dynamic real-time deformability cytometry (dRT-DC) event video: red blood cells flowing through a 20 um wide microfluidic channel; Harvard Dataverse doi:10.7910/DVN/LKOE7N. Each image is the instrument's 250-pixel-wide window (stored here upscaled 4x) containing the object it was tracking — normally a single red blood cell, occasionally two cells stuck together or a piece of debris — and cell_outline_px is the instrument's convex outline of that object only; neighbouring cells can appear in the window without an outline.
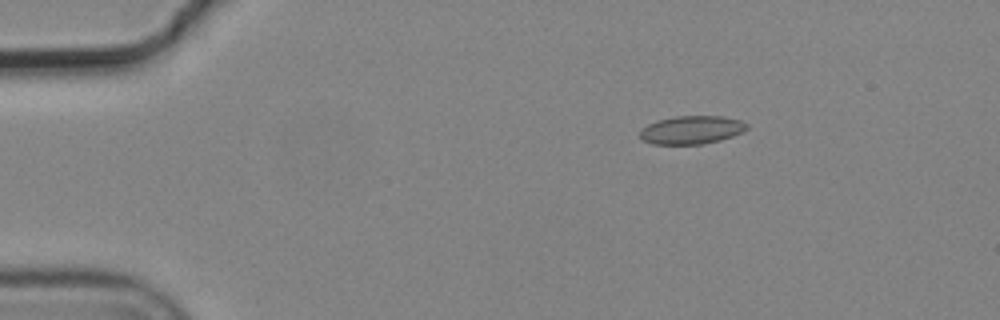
{"species": "common noctule bat (a hibernating species)", "species_latin": "Nyctalus noctula", "temperature_condition": "cold", "stored_images_in_passage": 5, "camera_frame_rate_fps": 3000, "um_per_image_px": 0.085, "animal": {"sex": "male", "body_mass_g": 19.2, "forearm_length_mm": 51.8}, "frame": {"image": 1, "passage_image": 3, "time_ms": 0.667, "image_size_px": [1000, 320], "cell_outline_px": [[748, 128], [732, 136], [720, 140], [700, 144], [652, 144], [644, 140], [640, 136], [640, 128], [656, 120], [676, 116], [724, 116], [740, 120], [748, 124]], "centroid_in_image_um": [58.76, 11.03], "position_along_channel_um": 26.2, "area_um2": 17.57}}